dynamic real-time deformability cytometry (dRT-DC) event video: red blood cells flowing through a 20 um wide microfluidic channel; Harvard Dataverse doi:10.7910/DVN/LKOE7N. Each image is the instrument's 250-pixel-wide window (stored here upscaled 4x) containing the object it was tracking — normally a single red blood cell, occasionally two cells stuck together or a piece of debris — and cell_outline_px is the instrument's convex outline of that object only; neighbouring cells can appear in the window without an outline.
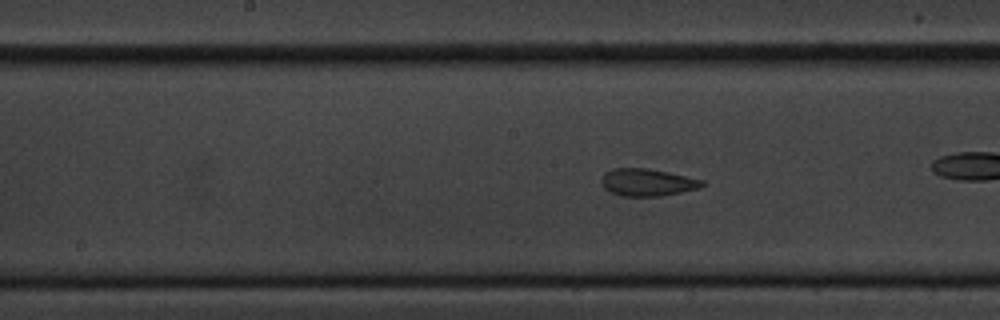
{"species": "common noctule bat (a hibernating species)", "species_latin": "Nyctalus noctula", "temperature_condition": "cold", "stored_images_in_passage": 59, "camera_frame_rate_fps": 3000, "um_per_image_px": 0.085, "animal": {"sex": "male", "body_mass_g": 20.1, "forearm_length_mm": 53.5}, "frame": {"image": 1, "passage_image": 29, "time_ms": 9.333, "image_size_px": [1000, 320], "cell_outline_px": [[708, 184], [700, 188], [660, 196], [624, 196], [612, 192], [604, 188], [600, 180], [604, 172], [612, 168], [648, 168], [668, 172], [704, 180]], "centroid_in_image_um": [55.04, 15.49], "position_along_channel_um": 193.2, "area_um2": 16.13}}
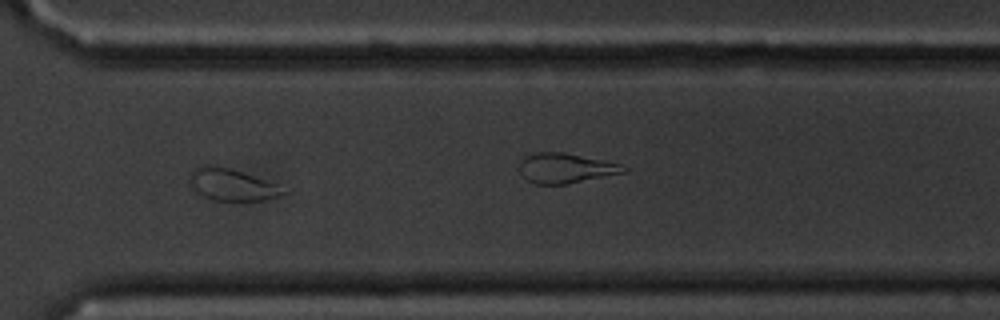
{"frame": {"image": 2, "passage_image": 43, "time_ms": 14.0, "image_size_px": [1000, 320], "cell_outline_px": [[288, 192], [264, 200], [212, 200], [196, 192], [188, 184], [188, 176], [192, 168], [200, 164], [208, 164], [228, 168], [276, 184]], "centroid_in_image_um": [19.58, 15.68], "position_along_channel_um": 351.0, "area_um2": 17.28}}
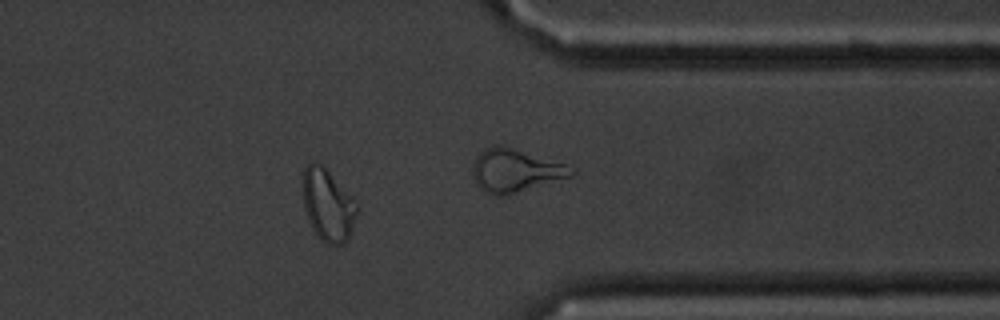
{"frame": {"image": 3, "passage_image": 47, "time_ms": 15.333, "image_size_px": [1000, 320], "cell_outline_px": [[360, 208], [348, 240], [344, 244], [328, 244], [320, 240], [316, 236], [312, 228], [304, 208], [300, 180], [304, 168], [312, 160], [320, 164], [360, 204]], "centroid_in_image_um": [27.86, 17.43], "position_along_channel_um": 383.5, "area_um2": 23.35}, "authors_computed_cell_mechanics": {"area_um2": 18.2648, "velocity_mm_per_s": 3.3806, "shape_relaxation_time_tau1_ms": null, "shape_relaxation_time_tau2_ms": 1.7546, "deformation_change_tau1": null, "deformation_change_tau2": 0.0755}}